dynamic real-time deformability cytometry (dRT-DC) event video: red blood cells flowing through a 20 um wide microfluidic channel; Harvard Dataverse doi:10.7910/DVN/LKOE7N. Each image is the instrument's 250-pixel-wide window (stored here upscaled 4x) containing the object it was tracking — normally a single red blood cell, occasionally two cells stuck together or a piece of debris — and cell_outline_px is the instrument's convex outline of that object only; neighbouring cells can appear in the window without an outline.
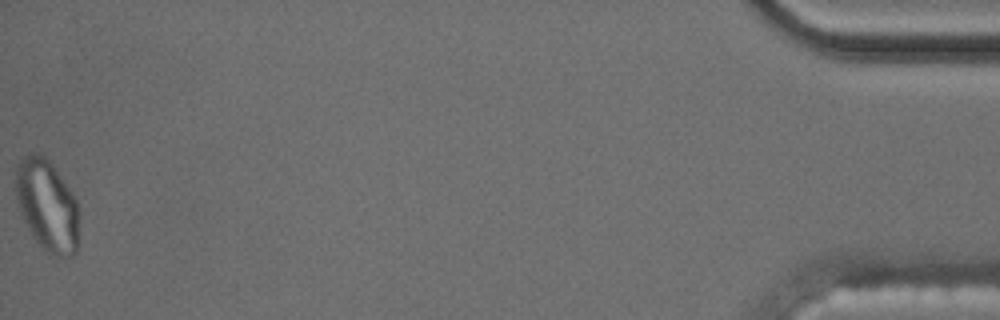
{"species": "common noctule bat (a hibernating species)", "species_latin": "Nyctalus noctula", "temperature_condition": "cold", "stored_images_in_passage": 43, "camera_frame_rate_fps": 3000, "um_per_image_px": 0.085, "animal": {"sex": "male", "body_mass_g": 17.5, "forearm_length_mm": 52.3}, "frame": {"image": 1, "passage_image": 43, "time_ms": 14.0, "image_size_px": [1000, 320], "cell_outline_px": [[80, 212], [76, 252], [72, 256], [60, 256], [48, 252], [32, 236], [20, 216], [16, 204], [16, 168], [20, 160], [28, 152], [40, 152], [52, 164], [72, 192], [76, 200]], "centroid_in_image_um": [4.0, 17.43], "position_along_channel_um": 431.2, "area_um2": 34.16}, "authors_computed_cell_mechanics": {"area_um2": 18.9584, "velocity_mm_per_s": 3.5288, "shape_relaxation_time_tau1_ms": null, "shape_relaxation_time_tau2_ms": 3.5905, "deformation_change_tau1": null, "deformation_change_tau2": 0.1112}}